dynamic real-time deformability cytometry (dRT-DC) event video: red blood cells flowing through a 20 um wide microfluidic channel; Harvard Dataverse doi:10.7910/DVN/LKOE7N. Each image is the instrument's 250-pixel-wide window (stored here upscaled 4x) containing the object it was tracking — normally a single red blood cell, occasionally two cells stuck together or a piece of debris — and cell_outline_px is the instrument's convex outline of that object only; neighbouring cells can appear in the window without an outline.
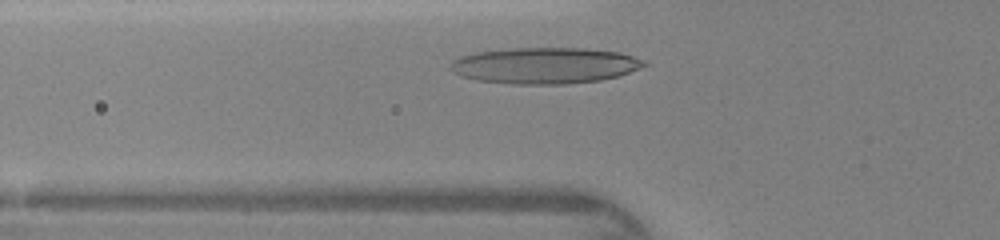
{"species": "human", "species_latin": "Homo sapiens", "temperature_condition": "warm", "stored_images_in_passage": 25, "camera_frame_rate_fps": 3000, "um_per_image_px": 0.085, "donor": {"sex": "female"}, "frame": {"image": 1, "passage_image": 4, "time_ms": 1.0, "image_size_px": [1000, 240], "cell_outline_px": [[648, 64], [640, 68], [616, 76], [600, 80], [564, 84], [512, 84], [480, 80], [460, 76], [452, 72], [448, 68], [448, 64], [452, 60], [460, 56], [476, 52], [508, 48], [584, 48], [620, 52], [644, 60]], "centroid_in_image_um": [46.25, 5.56], "position_along_channel_um": 79.5, "area_um2": 40.92}}
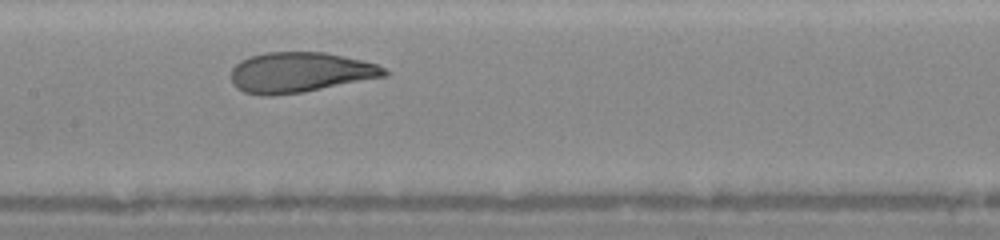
{"frame": {"image": 2, "passage_image": 11, "time_ms": 3.333, "image_size_px": [1000, 240], "cell_outline_px": [[392, 72], [388, 76], [304, 92], [272, 96], [260, 96], [244, 92], [236, 88], [232, 84], [232, 68], [240, 60], [264, 52], [324, 52], [360, 60], [376, 64]], "centroid_in_image_um": [25.5, 6.17], "position_along_channel_um": 181.9, "area_um2": 36.18}}
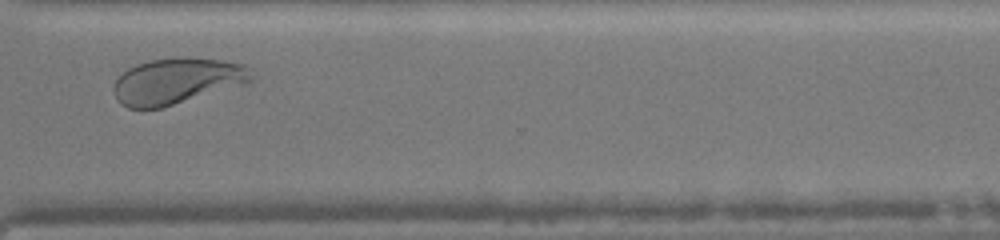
{"frame": {"image": 3, "passage_image": 23, "time_ms": 7.333, "image_size_px": [1000, 240], "cell_outline_px": [[256, 76], [248, 84], [160, 108], [128, 108], [120, 104], [116, 100], [112, 88], [116, 80], [128, 68], [136, 64], [152, 60], [180, 56], [188, 56], [220, 60], [244, 64]], "centroid_in_image_um": [15.07, 6.88], "position_along_channel_um": 355.5, "area_um2": 37.4}}